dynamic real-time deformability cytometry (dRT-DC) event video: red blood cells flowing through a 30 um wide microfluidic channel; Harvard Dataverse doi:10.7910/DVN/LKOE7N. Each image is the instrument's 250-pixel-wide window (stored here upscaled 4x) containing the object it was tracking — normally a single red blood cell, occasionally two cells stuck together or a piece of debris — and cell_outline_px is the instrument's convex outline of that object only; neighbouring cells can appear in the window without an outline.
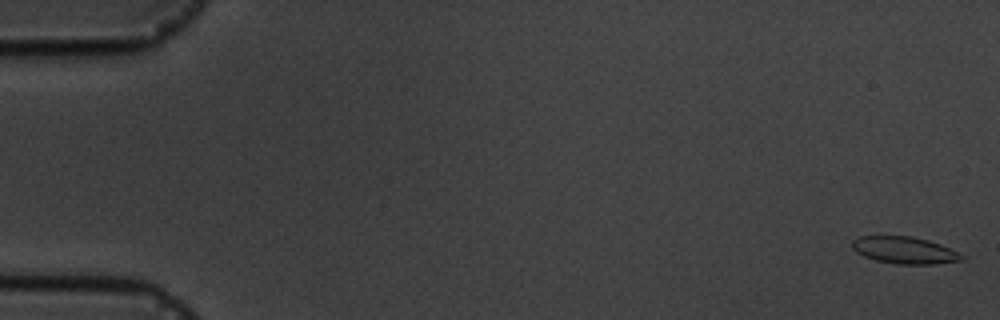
{"species": "common noctule bat (a hibernating species)", "species_latin": "Nyctalus noctula", "temperature_condition": "cold", "stored_images_in_passage": 17, "camera_frame_rate_fps": 3000, "um_per_image_px": 0.085, "animal": {"sex": "male", "body_mass_g": 19.5, "forearm_length_mm": 54.6}, "frame": {"image": 1, "passage_image": 1, "time_ms": 0.0, "image_size_px": [1000, 320], "cell_outline_px": [[964, 260], [936, 264], [896, 264], [876, 260], [864, 256], [856, 252], [852, 248], [852, 240], [860, 236], [912, 236], [928, 240], [940, 244], [964, 256]], "centroid_in_image_um": [76.86, 21.27], "position_along_channel_um": 8.1, "area_um2": 17.17}}
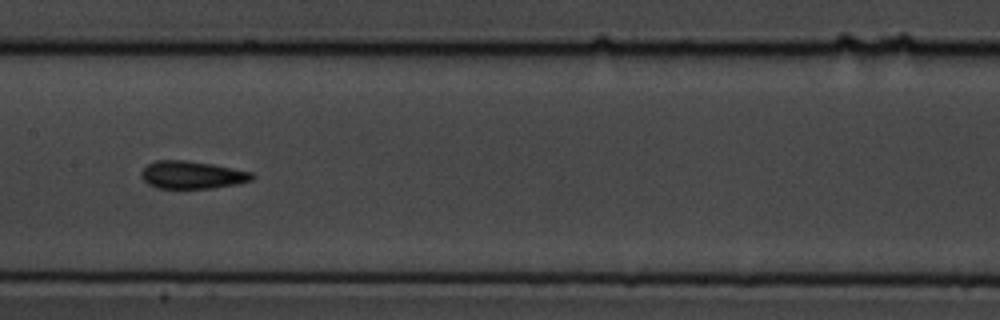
{"frame": {"image": 2, "passage_image": 9, "time_ms": 9.0, "image_size_px": [1000, 320], "cell_outline_px": [[256, 176], [252, 180], [236, 184], [212, 188], [156, 188], [148, 184], [140, 176], [140, 172], [148, 164], [156, 160], [188, 160], [212, 164], [252, 172]], "centroid_in_image_um": [16.31, 14.86], "position_along_channel_um": 191.1, "area_um2": 17.92}}
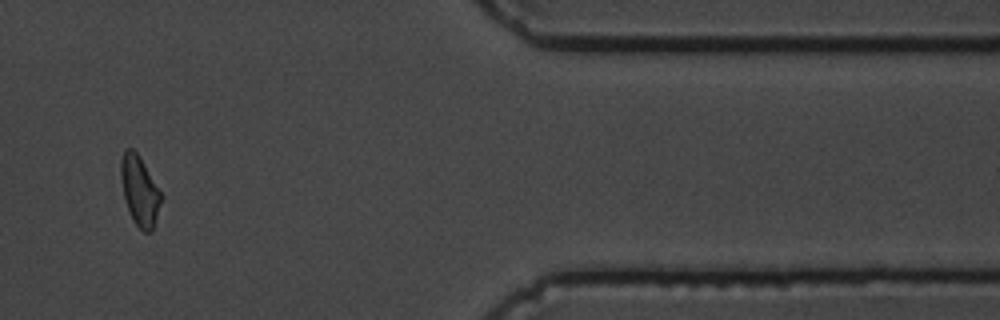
{"frame": {"image": 3, "passage_image": 14, "time_ms": 15.667, "image_size_px": [1000, 320], "cell_outline_px": [[164, 196], [152, 232], [144, 232], [132, 220], [124, 200], [120, 176], [120, 160], [124, 148], [132, 148], [140, 156]], "centroid_in_image_um": [11.88, 16.2], "position_along_channel_um": 399.5, "area_um2": 16.82}}